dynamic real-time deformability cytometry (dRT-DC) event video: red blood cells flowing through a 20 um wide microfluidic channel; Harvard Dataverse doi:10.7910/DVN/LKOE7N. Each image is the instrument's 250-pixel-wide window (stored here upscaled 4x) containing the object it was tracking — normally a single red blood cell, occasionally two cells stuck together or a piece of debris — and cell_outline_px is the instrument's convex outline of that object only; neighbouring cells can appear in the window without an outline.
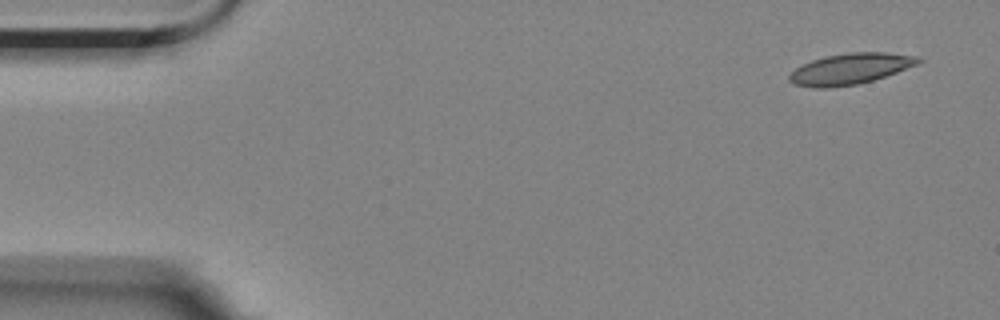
{"species": "Egyptian fruit bat (a non-hibernating species)", "species_latin": "Rousettus aegyptiacus", "temperature_condition": "room temperature", "stored_images_in_passage": 8, "camera_frame_rate_fps": 3000, "um_per_image_px": 0.085, "animal": {"sex": "female"}, "frame": {"image": 1, "passage_image": 1, "time_ms": 0.0, "image_size_px": [1000, 320], "cell_outline_px": [[924, 60], [920, 64], [872, 80], [856, 84], [824, 88], [816, 88], [796, 84], [788, 80], [788, 76], [796, 68], [812, 60], [824, 56], [848, 52], [888, 52], [920, 56]], "centroid_in_image_um": [72.33, 5.82], "position_along_channel_um": 12.7, "area_um2": 23.24}}
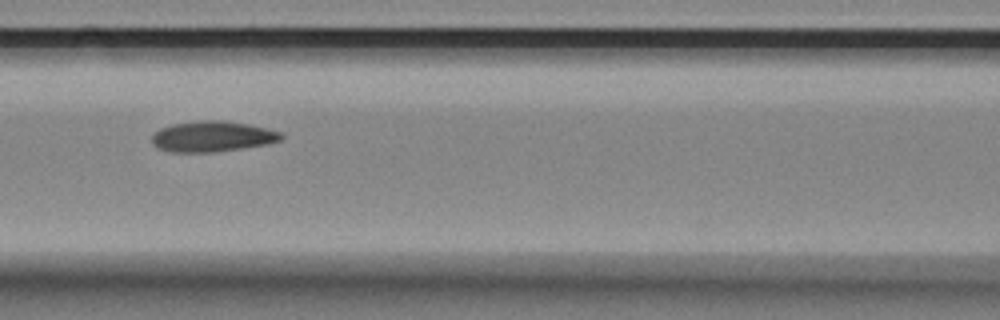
{"frame": {"image": 2, "passage_image": 7, "time_ms": 7.0, "image_size_px": [1000, 320], "cell_outline_px": [[284, 140], [268, 144], [216, 152], [172, 152], [160, 148], [152, 144], [152, 132], [160, 128], [172, 124], [200, 120], [220, 120], [248, 124], [280, 132], [284, 136]], "centroid_in_image_um": [18.05, 11.6], "position_along_channel_um": 148.6, "area_um2": 23.18}}
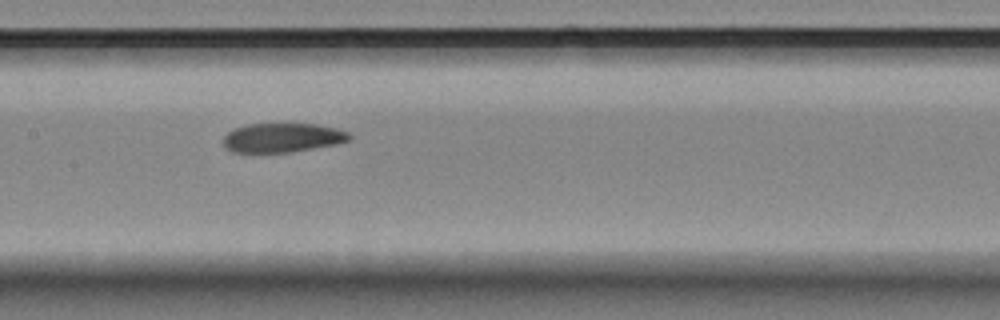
{"frame": {"image": 3, "passage_image": 8, "time_ms": 8.0, "image_size_px": [1000, 320], "cell_outline_px": [[352, 140], [336, 144], [292, 152], [232, 152], [224, 144], [224, 136], [228, 132], [236, 128], [248, 124], [316, 124], [336, 128], [352, 132]], "centroid_in_image_um": [24.09, 11.7], "position_along_channel_um": 183.3, "area_um2": 21.44}}